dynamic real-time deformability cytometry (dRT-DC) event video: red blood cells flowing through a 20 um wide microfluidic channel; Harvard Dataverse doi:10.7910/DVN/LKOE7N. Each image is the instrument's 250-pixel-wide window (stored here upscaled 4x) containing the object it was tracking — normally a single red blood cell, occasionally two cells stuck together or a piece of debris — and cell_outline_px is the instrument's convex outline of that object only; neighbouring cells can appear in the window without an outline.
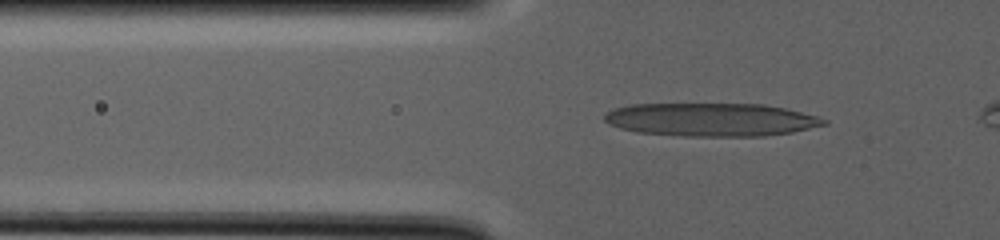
{"species": "human", "species_latin": "Homo sapiens", "temperature_condition": "warm", "stored_images_in_passage": 41, "camera_frame_rate_fps": 3000, "um_per_image_px": 0.085, "donor": {"sex": "male"}, "frame": {"image": 1, "passage_image": 12, "time_ms": 9.667, "image_size_px": [1000, 240], "cell_outline_px": [[828, 124], [792, 132], [764, 136], [684, 136], [636, 132], [620, 128], [608, 124], [604, 120], [604, 116], [608, 112], [616, 108], [632, 104], [764, 104], [784, 108], [820, 116], [828, 120]], "centroid_in_image_um": [60.48, 10.17], "position_along_channel_um": 65.3, "area_um2": 42.6}}
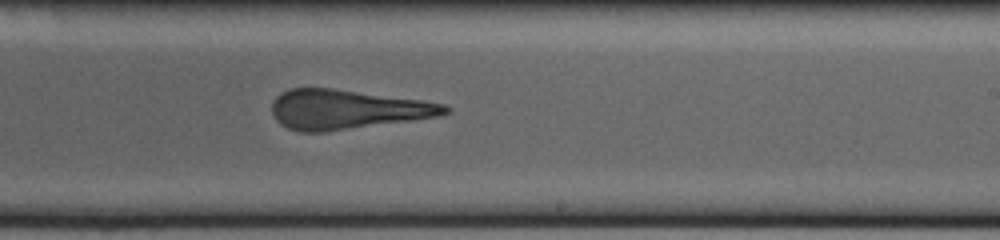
{"frame": {"image": 2, "passage_image": 26, "time_ms": 22.0, "image_size_px": [1000, 240], "cell_outline_px": [[452, 108], [448, 112], [440, 116], [412, 120], [324, 132], [300, 132], [288, 128], [280, 124], [276, 120], [272, 112], [272, 100], [280, 92], [288, 88], [332, 88], [420, 100], [448, 104]], "centroid_in_image_um": [29.47, 9.3], "position_along_channel_um": 259.5, "area_um2": 39.88}}
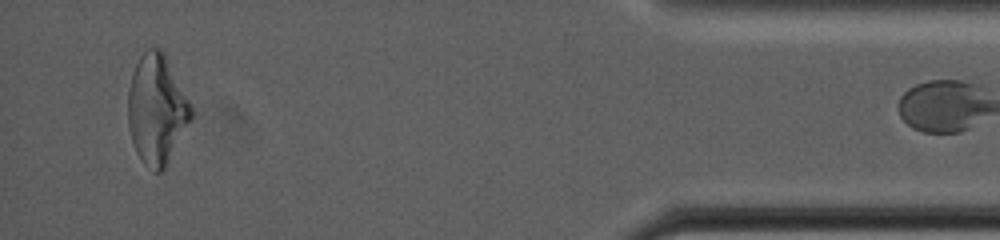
{"frame": {"image": 3, "passage_image": 40, "time_ms": 34.667, "image_size_px": [1000, 240], "cell_outline_px": [[192, 116], [164, 168], [160, 172], [152, 172], [144, 164], [136, 152], [128, 128], [128, 92], [132, 72], [140, 56], [148, 48], [160, 48], [188, 100], [192, 108]], "centroid_in_image_um": [13.27, 9.33], "position_along_channel_um": 421.9, "area_um2": 39.3}}